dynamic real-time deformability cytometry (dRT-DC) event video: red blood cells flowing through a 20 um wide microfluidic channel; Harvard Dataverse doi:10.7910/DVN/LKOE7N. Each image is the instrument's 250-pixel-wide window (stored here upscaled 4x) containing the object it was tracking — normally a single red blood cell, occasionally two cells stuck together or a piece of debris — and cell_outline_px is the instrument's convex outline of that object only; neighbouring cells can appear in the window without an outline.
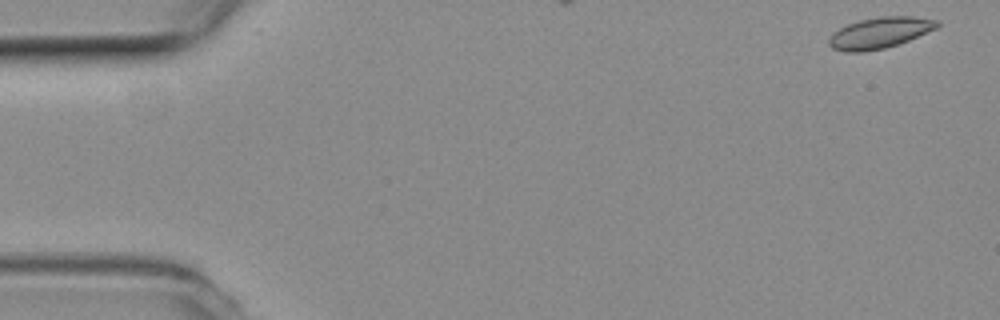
{"species": "common noctule bat (a hibernating species)", "species_latin": "Nyctalus noctula", "temperature_condition": "room temperature", "stored_images_in_passage": 6, "camera_frame_rate_fps": 3000, "um_per_image_px": 0.085, "animal": {"sex": "female", "body_mass_g": 19.3, "forearm_length_mm": 54.1}, "frame": {"image": 1, "passage_image": 1, "time_ms": 0.0, "image_size_px": [1000, 320], "cell_outline_px": [[940, 24], [936, 28], [908, 40], [884, 48], [860, 52], [848, 52], [832, 48], [828, 44], [828, 36], [832, 32], [848, 24], [860, 20], [880, 16], [912, 16], [940, 20]], "centroid_in_image_um": [74.75, 2.78], "position_along_channel_um": 10.2, "area_um2": 19.48}}